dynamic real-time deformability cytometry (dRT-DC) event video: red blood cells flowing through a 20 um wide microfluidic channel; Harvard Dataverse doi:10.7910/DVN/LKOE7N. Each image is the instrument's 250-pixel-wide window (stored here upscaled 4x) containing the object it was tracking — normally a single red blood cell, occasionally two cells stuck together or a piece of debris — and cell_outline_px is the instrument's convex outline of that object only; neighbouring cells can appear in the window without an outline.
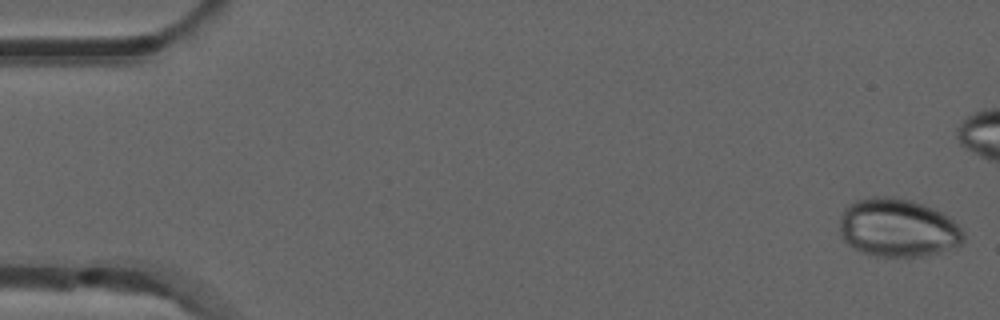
{"species": "common noctule bat (a hibernating species)", "species_latin": "Nyctalus noctula", "temperature_condition": "room temperature", "stored_images_in_passage": 42, "camera_frame_rate_fps": 3000, "um_per_image_px": 0.085, "animal": {"sex": "male", "forearm_length_mm": 52.5}, "frame": {"image": 1, "passage_image": 1, "time_ms": 0.0, "image_size_px": [1000, 320], "cell_outline_px": [[964, 240], [956, 248], [924, 256], [876, 256], [864, 252], [848, 244], [840, 236], [840, 220], [844, 208], [848, 204], [856, 200], [872, 196], [884, 196], [908, 200], [944, 212], [952, 216], [964, 232]], "centroid_in_image_um": [76.35, 19.36], "position_along_channel_um": 8.6, "area_um2": 42.31}}
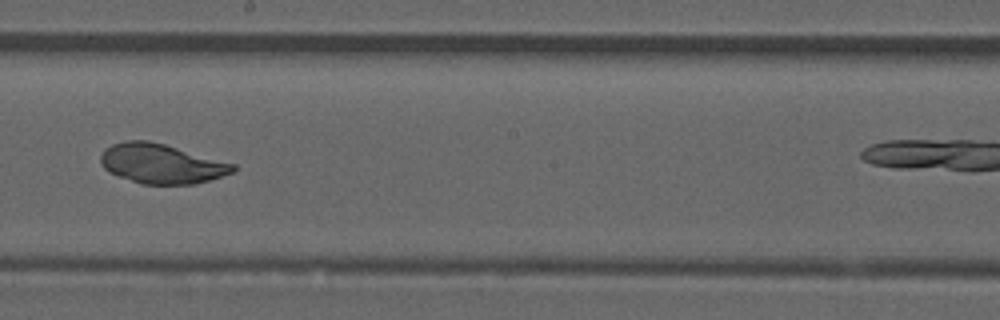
{"frame": {"image": 2, "passage_image": 29, "time_ms": 9.333, "image_size_px": [1000, 320], "cell_outline_px": [[236, 168], [232, 172], [196, 184], [140, 184], [116, 176], [108, 172], [104, 168], [100, 160], [100, 156], [104, 148], [112, 144], [124, 140], [148, 140], [164, 144], [236, 164]], "centroid_in_image_um": [13.66, 13.91], "position_along_channel_um": 234.5, "area_um2": 30.63}}
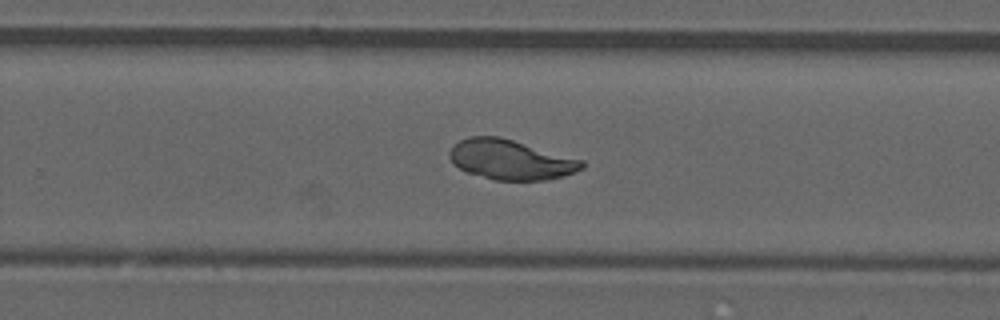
{"frame": {"image": 3, "passage_image": 33, "time_ms": 10.667, "image_size_px": [1000, 320], "cell_outline_px": [[584, 168], [560, 176], [544, 180], [496, 180], [468, 172], [452, 164], [448, 156], [448, 152], [460, 140], [468, 136], [500, 136], [584, 160]], "centroid_in_image_um": [43.38, 13.55], "position_along_channel_um": 286.4, "area_um2": 30.58}}